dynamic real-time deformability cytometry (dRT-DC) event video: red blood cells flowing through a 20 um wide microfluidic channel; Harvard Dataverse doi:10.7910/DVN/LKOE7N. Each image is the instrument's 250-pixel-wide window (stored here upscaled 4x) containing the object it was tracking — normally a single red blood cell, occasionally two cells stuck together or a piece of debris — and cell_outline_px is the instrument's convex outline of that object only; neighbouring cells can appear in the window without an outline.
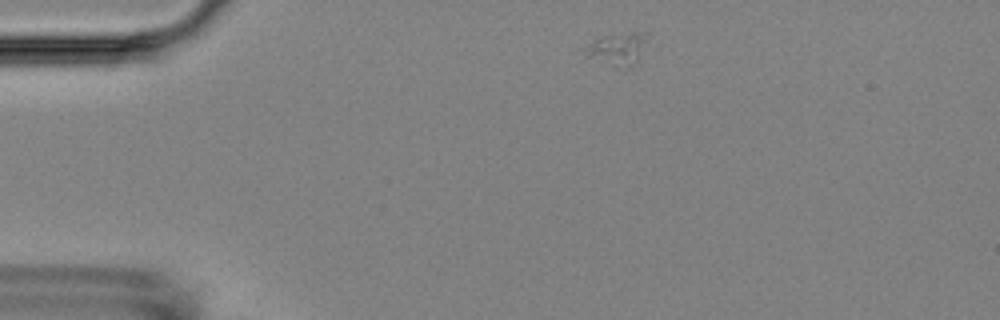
{"species": "Egyptian fruit bat (a non-hibernating species)", "species_latin": "Rousettus aegyptiacus", "temperature_condition": "room temperature", "stored_images_in_passage": 2, "camera_frame_rate_fps": 3000, "um_per_image_px": 0.085, "animal": {"sex": "female"}, "frame": {"image": 1, "passage_image": 1, "time_ms": 0.0, "image_size_px": [1000, 320], "cell_outline_px": [[648, 40], [636, 60], [632, 64], [628, 64], [584, 56], [580, 48], [596, 40], [608, 36], [632, 32], [648, 32]], "centroid_in_image_um": [52.49, 4.04], "position_along_channel_um": 32.5, "area_um2": 10.58}}